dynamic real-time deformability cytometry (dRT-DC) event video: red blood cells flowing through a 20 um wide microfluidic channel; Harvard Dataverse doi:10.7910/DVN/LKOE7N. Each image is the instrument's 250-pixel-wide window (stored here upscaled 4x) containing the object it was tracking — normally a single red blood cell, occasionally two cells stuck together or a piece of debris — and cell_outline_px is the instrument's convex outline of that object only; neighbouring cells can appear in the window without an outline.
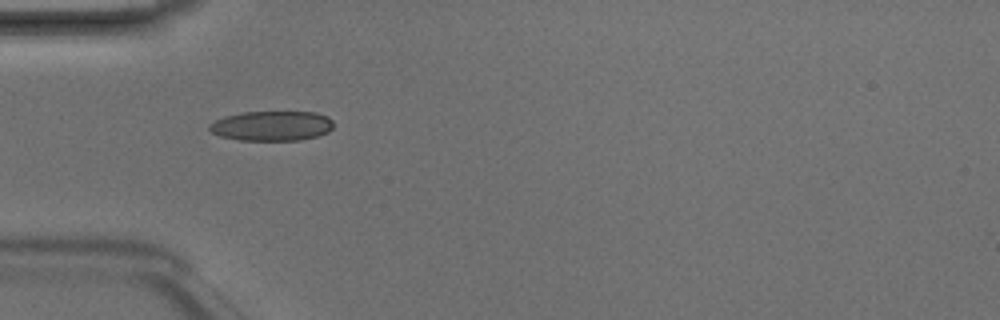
{"species": "Egyptian fruit bat (a non-hibernating species)", "species_latin": "Rousettus aegyptiacus", "temperature_condition": "room temperature", "stored_images_in_passage": 7, "camera_frame_rate_fps": 3000, "um_per_image_px": 0.085, "animal": {"sex": "male"}, "frame": {"image": 1, "passage_image": 4, "time_ms": 1.0, "image_size_px": [1000, 320], "cell_outline_px": [[332, 128], [328, 132], [316, 136], [300, 140], [240, 140], [220, 136], [212, 132], [208, 128], [208, 124], [224, 116], [244, 112], [316, 112], [328, 116], [332, 120]], "centroid_in_image_um": [23.1, 10.69], "position_along_channel_um": 61.9, "area_um2": 21.56}}
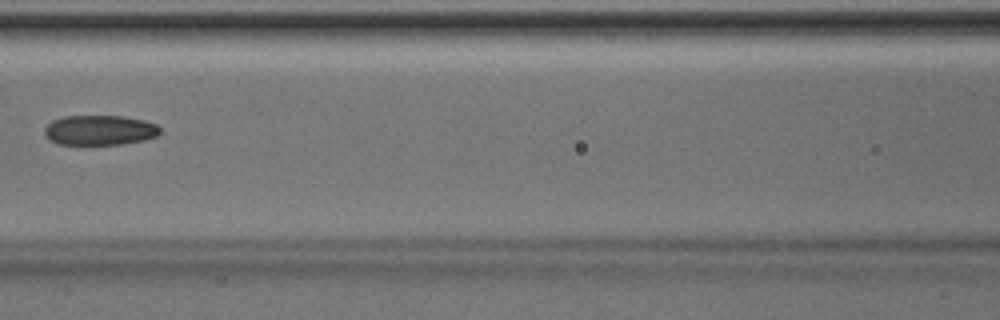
{"frame": {"image": 2, "passage_image": 6, "time_ms": 1.667, "image_size_px": [1000, 320], "cell_outline_px": [[160, 132], [156, 136], [144, 140], [120, 144], [60, 144], [44, 136], [44, 128], [52, 120], [64, 116], [124, 116], [144, 120], [156, 124], [160, 128]], "centroid_in_image_um": [8.47, 11.05], "position_along_channel_um": 158.1, "area_um2": 20.11}}